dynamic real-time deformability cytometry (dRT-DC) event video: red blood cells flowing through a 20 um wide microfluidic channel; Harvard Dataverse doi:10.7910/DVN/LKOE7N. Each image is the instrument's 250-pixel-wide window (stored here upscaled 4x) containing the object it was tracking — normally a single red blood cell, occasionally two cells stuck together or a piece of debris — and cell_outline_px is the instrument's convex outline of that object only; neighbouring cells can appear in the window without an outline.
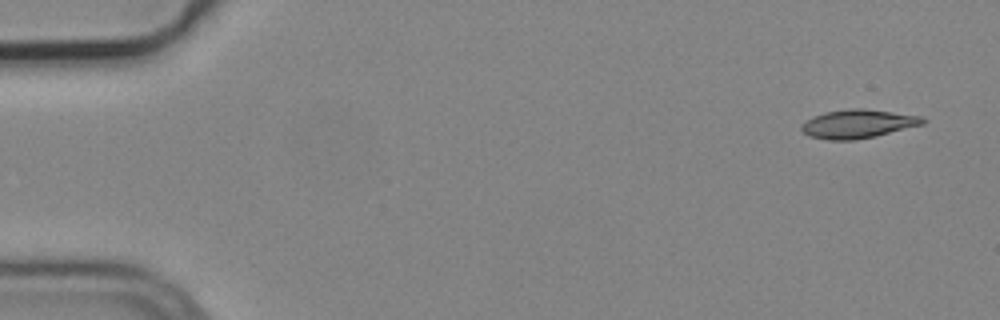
{"species": "common noctule bat (a hibernating species)", "species_latin": "Nyctalus noctula", "temperature_condition": "cold", "stored_images_in_passage": 4, "camera_frame_rate_fps": 3000, "um_per_image_px": 0.085, "animal": {"sex": "male", "body_mass_g": 19.2, "forearm_length_mm": 51.8}, "frame": {"image": 1, "passage_image": 1, "time_ms": 0.0, "image_size_px": [1000, 320], "cell_outline_px": [[928, 120], [924, 124], [876, 136], [852, 140], [828, 140], [808, 136], [800, 128], [808, 120], [824, 112], [852, 108], [864, 108], [924, 116]], "centroid_in_image_um": [72.99, 10.52], "position_along_channel_um": 12.0, "area_um2": 20.23}}
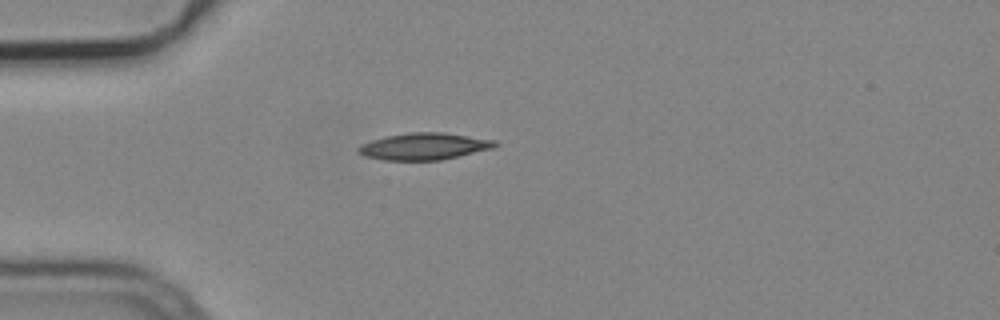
{"frame": {"image": 2, "passage_image": 3, "time_ms": 0.667, "image_size_px": [1000, 320], "cell_outline_px": [[500, 144], [492, 148], [440, 160], [384, 160], [364, 156], [356, 152], [356, 148], [360, 144], [372, 140], [388, 136], [408, 132], [444, 132], [496, 140]], "centroid_in_image_um": [36.02, 12.43], "position_along_channel_um": 49.0, "area_um2": 21.39}}